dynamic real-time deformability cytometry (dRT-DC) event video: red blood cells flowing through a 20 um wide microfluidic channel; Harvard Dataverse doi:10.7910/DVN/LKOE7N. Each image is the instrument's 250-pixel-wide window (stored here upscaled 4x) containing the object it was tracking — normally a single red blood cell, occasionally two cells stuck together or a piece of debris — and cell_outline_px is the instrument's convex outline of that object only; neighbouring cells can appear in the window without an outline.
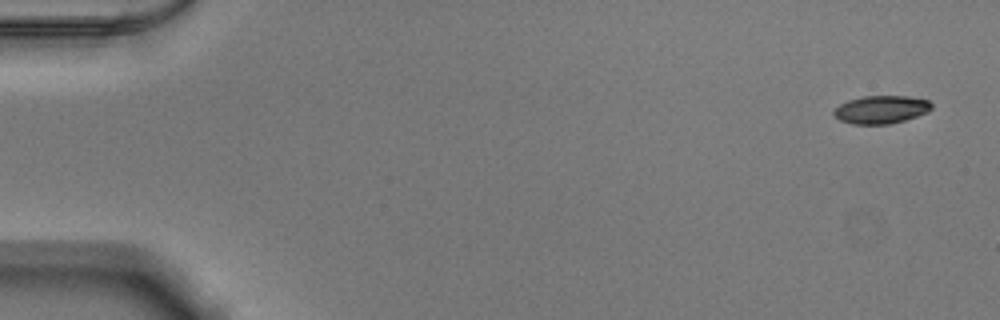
{"species": "Egyptian fruit bat (a non-hibernating species)", "species_latin": "Rousettus aegyptiacus", "temperature_condition": "warm", "stored_images_in_passage": 12, "camera_frame_rate_fps": 3000, "um_per_image_px": 0.085, "animal": {"sex": "male"}, "frame": {"image": 1, "passage_image": 1, "time_ms": 0.0, "image_size_px": [1000, 320], "cell_outline_px": [[932, 108], [928, 112], [904, 120], [888, 124], [852, 124], [840, 120], [832, 112], [840, 104], [848, 100], [864, 96], [908, 96], [928, 100], [932, 104]], "centroid_in_image_um": [74.9, 9.31], "position_along_channel_um": 10.1, "area_um2": 15.84}}